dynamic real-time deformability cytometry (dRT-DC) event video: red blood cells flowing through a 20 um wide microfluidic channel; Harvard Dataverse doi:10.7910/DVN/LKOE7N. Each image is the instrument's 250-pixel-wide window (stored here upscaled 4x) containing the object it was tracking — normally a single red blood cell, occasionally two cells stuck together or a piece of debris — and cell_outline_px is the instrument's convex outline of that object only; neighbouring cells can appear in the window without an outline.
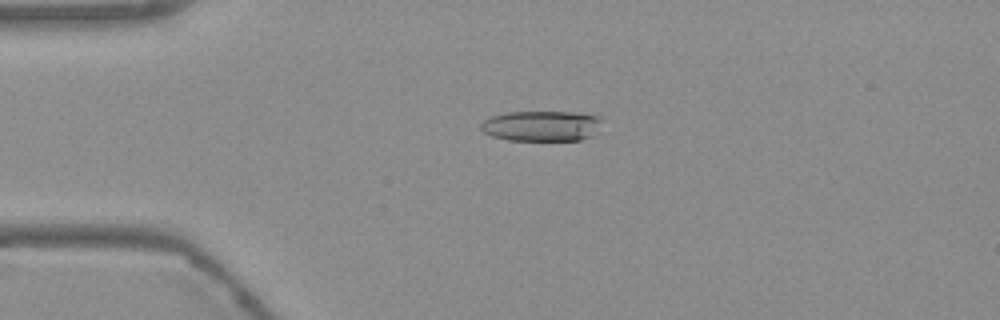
{"species": "Egyptian fruit bat (a non-hibernating species)", "species_latin": "Rousettus aegyptiacus", "temperature_condition": "warm", "stored_images_in_passage": 53, "camera_frame_rate_fps": 3000, "um_per_image_px": 0.085, "frame": {"image": 1, "passage_image": 12, "time_ms": 3.667, "image_size_px": [1000, 320], "cell_outline_px": [[604, 120], [592, 136], [580, 140], [508, 140], [492, 136], [484, 132], [480, 128], [480, 124], [484, 120], [492, 116], [504, 112], [572, 112], [600, 116]], "centroid_in_image_um": [46.04, 10.7], "position_along_channel_um": 39.0, "area_um2": 21.62}}
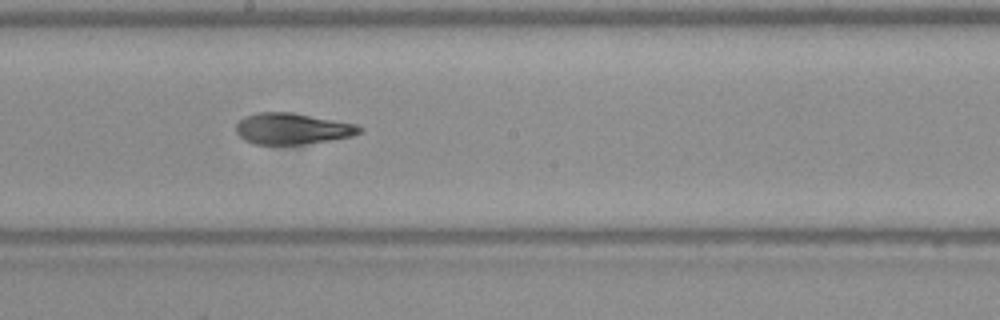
{"frame": {"image": 2, "passage_image": 29, "time_ms": 9.333, "image_size_px": [1000, 320], "cell_outline_px": [[364, 128], [360, 132], [352, 136], [328, 140], [300, 144], [256, 144], [244, 140], [236, 132], [236, 124], [244, 116], [256, 112], [292, 112], [356, 124]], "centroid_in_image_um": [24.82, 10.92], "position_along_channel_um": 223.4, "area_um2": 22.31}}
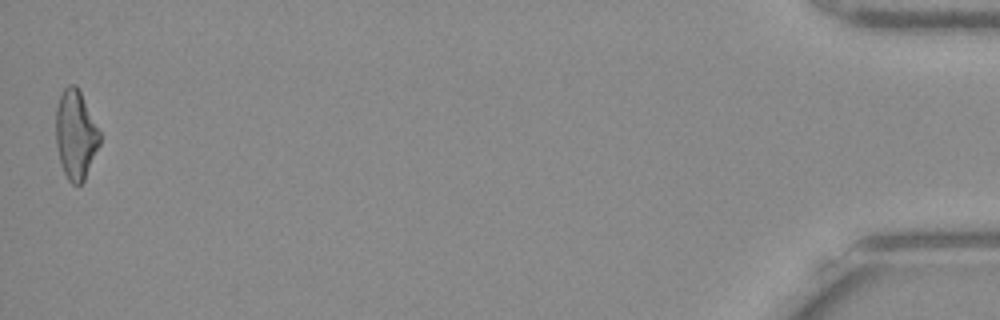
{"frame": {"image": 3, "passage_image": 53, "time_ms": 17.333, "image_size_px": [1000, 320], "cell_outline_px": [[100, 144], [84, 180], [80, 184], [72, 184], [68, 180], [64, 172], [60, 160], [56, 144], [56, 108], [60, 96], [64, 88], [68, 84], [76, 84], [100, 132]], "centroid_in_image_um": [6.43, 11.45], "position_along_channel_um": 428.8, "area_um2": 22.48}, "authors_computed_cell_mechanics": {"area_um2": 22.831, "velocity_mm_per_s": 3.7644, "shape_relaxation_time_tau1_ms": 10.6759, "shape_relaxation_time_tau2_ms": 2.5325, "deformation_change_tau1": 0.2986, "deformation_change_tau2": 0.1243}}